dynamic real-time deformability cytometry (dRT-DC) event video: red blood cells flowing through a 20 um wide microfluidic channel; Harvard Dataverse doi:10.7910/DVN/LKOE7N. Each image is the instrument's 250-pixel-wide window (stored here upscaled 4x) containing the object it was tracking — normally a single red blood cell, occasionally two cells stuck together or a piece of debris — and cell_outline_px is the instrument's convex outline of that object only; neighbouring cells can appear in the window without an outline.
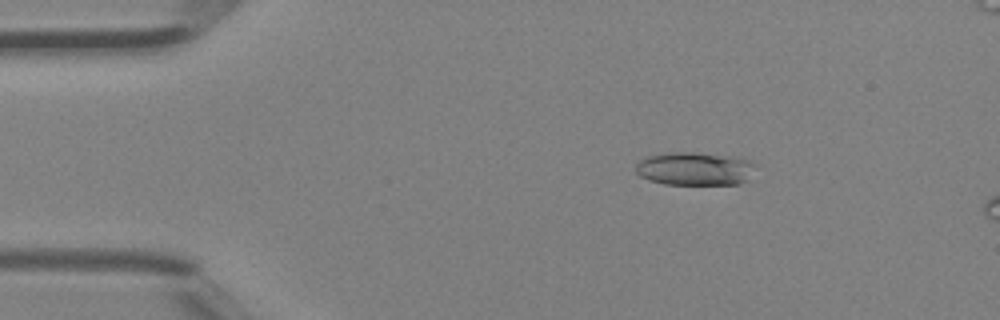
{"species": "Egyptian fruit bat (a non-hibernating species)", "species_latin": "Rousettus aegyptiacus", "temperature_condition": "room temperature", "stored_images_in_passage": 10, "camera_frame_rate_fps": 3000, "um_per_image_px": 0.085, "animal": {"sex": "female"}, "frame": {"image": 1, "passage_image": 5, "time_ms": 1.333, "image_size_px": [1000, 320], "cell_outline_px": [[756, 164], [744, 180], [740, 184], [664, 184], [648, 180], [640, 176], [636, 172], [636, 164], [640, 160], [648, 156], [672, 152], [692, 152], [732, 156], [748, 160]], "centroid_in_image_um": [59.0, 14.34], "position_along_channel_um": 26.0, "area_um2": 22.95}}